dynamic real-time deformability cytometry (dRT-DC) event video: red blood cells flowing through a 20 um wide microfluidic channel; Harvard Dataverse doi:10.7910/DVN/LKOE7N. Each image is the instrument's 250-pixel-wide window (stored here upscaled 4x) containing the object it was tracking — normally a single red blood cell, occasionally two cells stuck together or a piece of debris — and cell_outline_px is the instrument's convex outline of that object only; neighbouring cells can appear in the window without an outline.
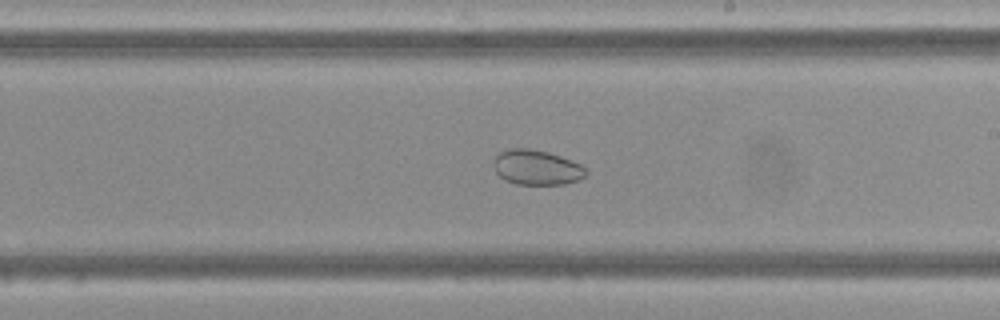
{"species": "Egyptian fruit bat (a non-hibernating species)", "species_latin": "Rousettus aegyptiacus", "temperature_condition": "cold", "stored_images_in_passage": 50, "segment_of_instrument_passage": [2, 2], "camera_frame_rate_fps": 3000, "um_per_image_px": 0.085, "frame": {"image": 1, "passage_image": 29, "time_ms": 9.333, "image_size_px": [1000, 320], "cell_outline_px": [[588, 172], [584, 176], [576, 180], [564, 184], [516, 184], [504, 180], [496, 172], [492, 164], [496, 156], [500, 152], [508, 148], [528, 148], [548, 152], [560, 156], [580, 164]], "centroid_in_image_um": [45.57, 14.22], "position_along_channel_um": 243.4, "area_um2": 18.73}}